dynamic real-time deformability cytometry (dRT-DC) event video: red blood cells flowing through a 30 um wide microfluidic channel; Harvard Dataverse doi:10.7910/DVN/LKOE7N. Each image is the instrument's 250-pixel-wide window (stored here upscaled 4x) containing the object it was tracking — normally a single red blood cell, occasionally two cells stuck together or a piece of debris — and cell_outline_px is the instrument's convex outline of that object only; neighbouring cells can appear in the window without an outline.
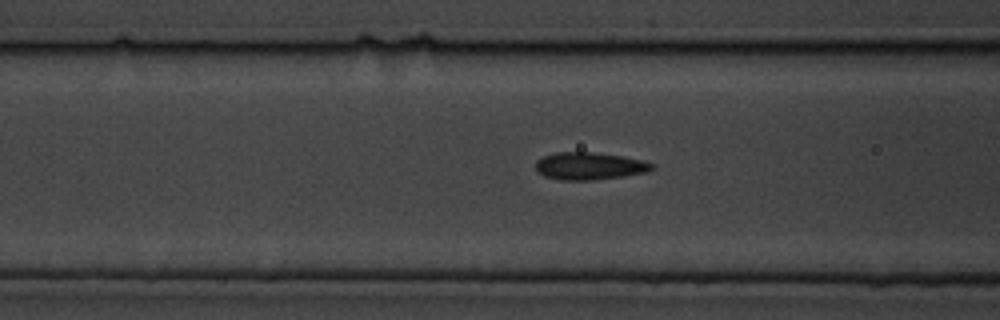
{"species": "common noctule bat (a hibernating species)", "species_latin": "Nyctalus noctula", "temperature_condition": "cold", "stored_images_in_passage": 42, "camera_frame_rate_fps": 3000, "um_per_image_px": 0.085, "animal": {"sex": "male", "body_mass_g": 19.5, "forearm_length_mm": 54.6}, "frame": {"image": 1, "passage_image": 19, "time_ms": 6.0, "image_size_px": [1000, 320], "cell_outline_px": [[656, 164], [648, 172], [592, 180], [560, 180], [544, 176], [536, 172], [536, 160], [544, 156], [556, 152], [592, 152], [620, 156], [644, 160]], "centroid_in_image_um": [50.08, 14.11], "position_along_channel_um": 116.5, "area_um2": 18.55}}
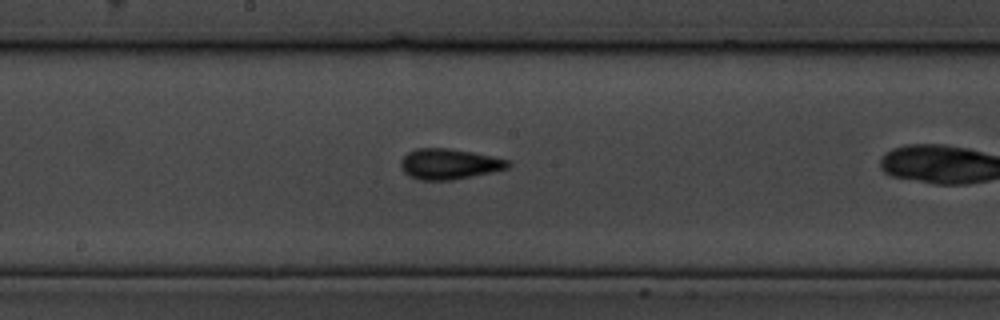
{"frame": {"image": 2, "passage_image": 27, "time_ms": 8.667, "image_size_px": [1000, 320], "cell_outline_px": [[512, 164], [508, 168], [492, 172], [452, 180], [420, 180], [408, 176], [400, 168], [400, 160], [408, 152], [416, 148], [448, 148], [472, 152], [508, 160]], "centroid_in_image_um": [38.14, 13.94], "position_along_channel_um": 210.1, "area_um2": 19.13}}
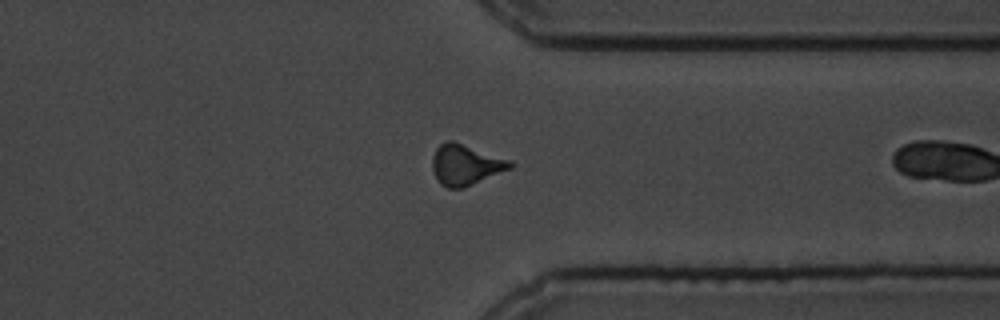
{"frame": {"image": 3, "passage_image": 41, "time_ms": 13.333, "image_size_px": [1000, 320], "cell_outline_px": [[512, 168], [464, 188], [448, 188], [440, 184], [432, 168], [432, 156], [436, 148], [440, 144], [448, 140], [452, 140], [512, 160]], "centroid_in_image_um": [39.58, 14.0], "position_along_channel_um": 371.8, "area_um2": 18.5}}